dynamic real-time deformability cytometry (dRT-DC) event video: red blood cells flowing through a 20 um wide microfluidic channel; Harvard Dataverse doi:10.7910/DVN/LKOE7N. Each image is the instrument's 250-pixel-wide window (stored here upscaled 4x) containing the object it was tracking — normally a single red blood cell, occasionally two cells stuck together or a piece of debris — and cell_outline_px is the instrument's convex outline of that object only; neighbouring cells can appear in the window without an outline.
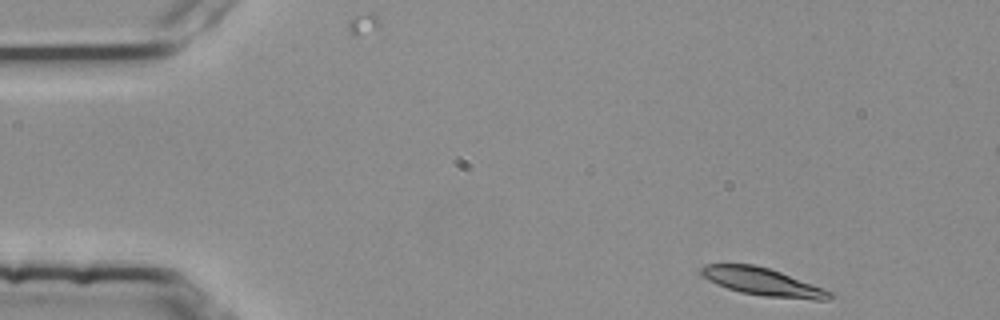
{"species": "common noctule bat (a hibernating species)", "species_latin": "Nyctalus noctula", "temperature_condition": "room temperature", "stored_images_in_passage": 45, "camera_frame_rate_fps": 3000, "um_per_image_px": 0.085, "animal": {"sex": "female", "body_mass_g": 25.1}, "frame": {"image": 1, "passage_image": 1, "time_ms": 0.0, "image_size_px": [1000, 320], "cell_outline_px": [[832, 296], [828, 300], [812, 300], [764, 296], [740, 292], [716, 284], [700, 276], [700, 268], [704, 264], [756, 264], [780, 272], [824, 288], [832, 292]], "centroid_in_image_um": [64.8, 23.95], "position_along_channel_um": 20.2, "area_um2": 20.81}}
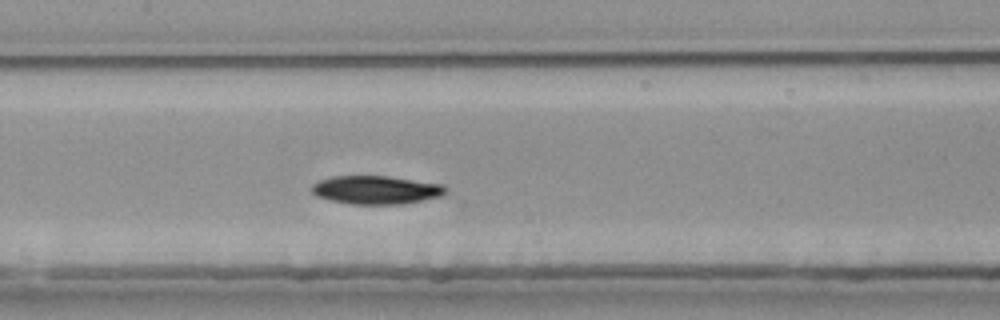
{"frame": {"image": 2, "passage_image": 21, "time_ms": 6.667, "image_size_px": [1000, 320], "cell_outline_px": [[448, 192], [440, 196], [404, 204], [352, 204], [332, 200], [316, 196], [312, 192], [312, 184], [320, 180], [332, 176], [388, 176], [444, 184], [448, 188]], "centroid_in_image_um": [32.01, 16.14], "position_along_channel_um": 175.4, "area_um2": 22.2}}
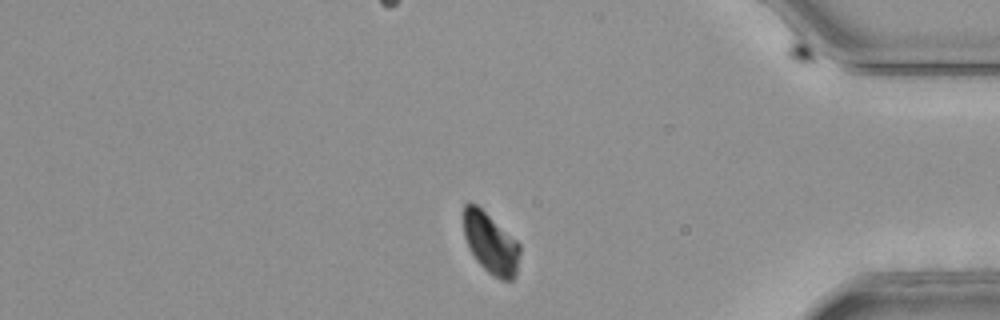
{"frame": {"image": 3, "passage_image": 41, "time_ms": 13.333, "image_size_px": [1000, 320], "cell_outline_px": [[520, 252], [516, 276], [512, 280], [500, 280], [492, 276], [476, 260], [468, 248], [464, 236], [464, 204], [468, 200], [476, 204], [516, 240], [520, 244]], "centroid_in_image_um": [41.7, 20.69], "position_along_channel_um": 393.5, "area_um2": 20.0}, "authors_computed_cell_mechanics": {"area_um2": 21.9062, "velocity_mm_per_s": 3.7335, "shape_relaxation_time_tau1_ms": 5.043, "shape_relaxation_time_tau2_ms": null, "deformation_change_tau1": 0.1258, "deformation_change_tau2": null}}